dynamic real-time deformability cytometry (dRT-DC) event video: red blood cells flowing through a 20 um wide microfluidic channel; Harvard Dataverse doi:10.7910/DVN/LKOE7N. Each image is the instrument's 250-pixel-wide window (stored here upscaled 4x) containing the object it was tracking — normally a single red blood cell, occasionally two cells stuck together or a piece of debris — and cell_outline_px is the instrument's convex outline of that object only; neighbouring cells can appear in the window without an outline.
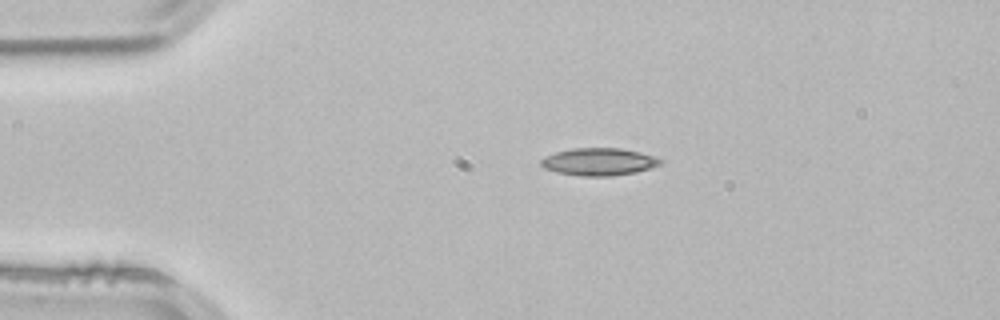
{"species": "common noctule bat (a hibernating species)", "species_latin": "Nyctalus noctula", "temperature_condition": "room temperature", "stored_images_in_passage": 3, "camera_frame_rate_fps": 3000, "um_per_image_px": 0.085, "animal": {"sex": "male", "body_mass_g": 21.5, "forearm_length_mm": 52.0}, "frame": {"image": 1, "passage_image": 2, "time_ms": 0.333, "image_size_px": [1000, 320], "cell_outline_px": [[664, 164], [636, 172], [612, 176], [580, 176], [556, 172], [544, 168], [540, 164], [540, 160], [556, 152], [572, 148], [620, 148], [640, 152], [664, 160]], "centroid_in_image_um": [50.93, 13.75], "position_along_channel_um": 34.1, "area_um2": 19.13}}